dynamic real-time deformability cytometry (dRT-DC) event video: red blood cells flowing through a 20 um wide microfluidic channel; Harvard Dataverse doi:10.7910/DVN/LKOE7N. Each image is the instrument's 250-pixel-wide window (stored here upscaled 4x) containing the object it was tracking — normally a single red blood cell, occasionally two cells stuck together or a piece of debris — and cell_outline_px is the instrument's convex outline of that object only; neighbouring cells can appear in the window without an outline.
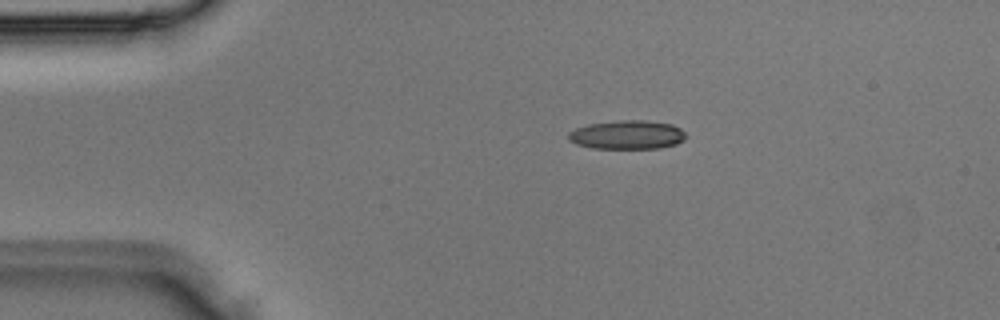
{"species": "Egyptian fruit bat (a non-hibernating species)", "species_latin": "Rousettus aegyptiacus", "temperature_condition": "room temperature", "stored_images_in_passage": 1, "camera_frame_rate_fps": 3000, "um_per_image_px": 0.085, "animal": {"sex": "male"}, "frame": {"image": 1, "passage_image": 1, "time_ms": 0.0, "image_size_px": [1000, 320], "cell_outline_px": [[688, 136], [684, 140], [676, 144], [660, 148], [592, 148], [576, 144], [568, 140], [568, 132], [576, 128], [588, 124], [620, 120], [644, 120], [672, 124], [680, 128]], "centroid_in_image_um": [53.32, 11.45], "position_along_channel_um": 31.7, "area_um2": 19.83}}